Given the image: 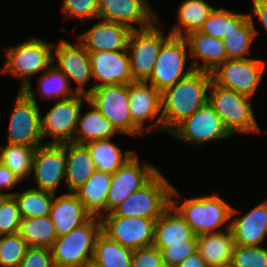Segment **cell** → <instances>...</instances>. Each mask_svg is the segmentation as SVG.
<instances>
[{"label":"cell","mask_w":267,"mask_h":267,"mask_svg":"<svg viewBox=\"0 0 267 267\" xmlns=\"http://www.w3.org/2000/svg\"><path fill=\"white\" fill-rule=\"evenodd\" d=\"M212 75L193 70L189 75L161 92L162 131L170 133L185 118L208 102Z\"/></svg>","instance_id":"obj_1"},{"label":"cell","mask_w":267,"mask_h":267,"mask_svg":"<svg viewBox=\"0 0 267 267\" xmlns=\"http://www.w3.org/2000/svg\"><path fill=\"white\" fill-rule=\"evenodd\" d=\"M178 199H180V193L173 186L171 206L179 213L197 236L206 233L221 232L218 228H221L227 221L228 225L225 228H230L229 221H231L233 207L220 198V196L211 195L190 198L185 200L182 205H178L175 202Z\"/></svg>","instance_id":"obj_2"},{"label":"cell","mask_w":267,"mask_h":267,"mask_svg":"<svg viewBox=\"0 0 267 267\" xmlns=\"http://www.w3.org/2000/svg\"><path fill=\"white\" fill-rule=\"evenodd\" d=\"M102 232L101 218L92 216L83 225L57 237L50 247L55 267H86L92 262L95 242Z\"/></svg>","instance_id":"obj_3"},{"label":"cell","mask_w":267,"mask_h":267,"mask_svg":"<svg viewBox=\"0 0 267 267\" xmlns=\"http://www.w3.org/2000/svg\"><path fill=\"white\" fill-rule=\"evenodd\" d=\"M209 93V104L221 117L223 125L231 135L261 133L251 108V97L216 85L213 81Z\"/></svg>","instance_id":"obj_4"},{"label":"cell","mask_w":267,"mask_h":267,"mask_svg":"<svg viewBox=\"0 0 267 267\" xmlns=\"http://www.w3.org/2000/svg\"><path fill=\"white\" fill-rule=\"evenodd\" d=\"M2 73H8L21 80L19 90L31 85V77L47 70L53 63V44L32 37L25 42L5 48Z\"/></svg>","instance_id":"obj_5"},{"label":"cell","mask_w":267,"mask_h":267,"mask_svg":"<svg viewBox=\"0 0 267 267\" xmlns=\"http://www.w3.org/2000/svg\"><path fill=\"white\" fill-rule=\"evenodd\" d=\"M173 185L159 171L145 186L131 194L116 209L115 216L157 220L171 205Z\"/></svg>","instance_id":"obj_6"},{"label":"cell","mask_w":267,"mask_h":267,"mask_svg":"<svg viewBox=\"0 0 267 267\" xmlns=\"http://www.w3.org/2000/svg\"><path fill=\"white\" fill-rule=\"evenodd\" d=\"M31 85L19 90L10 116L7 142L39 147L43 145L41 112Z\"/></svg>","instance_id":"obj_7"},{"label":"cell","mask_w":267,"mask_h":267,"mask_svg":"<svg viewBox=\"0 0 267 267\" xmlns=\"http://www.w3.org/2000/svg\"><path fill=\"white\" fill-rule=\"evenodd\" d=\"M87 97L118 132L129 135L143 134L132 122L129 110V85H102L91 90Z\"/></svg>","instance_id":"obj_8"},{"label":"cell","mask_w":267,"mask_h":267,"mask_svg":"<svg viewBox=\"0 0 267 267\" xmlns=\"http://www.w3.org/2000/svg\"><path fill=\"white\" fill-rule=\"evenodd\" d=\"M187 47L188 43L185 37L171 35L162 44L153 71L146 82L163 92L189 75L194 68L190 65L185 71L187 58L190 56Z\"/></svg>","instance_id":"obj_9"},{"label":"cell","mask_w":267,"mask_h":267,"mask_svg":"<svg viewBox=\"0 0 267 267\" xmlns=\"http://www.w3.org/2000/svg\"><path fill=\"white\" fill-rule=\"evenodd\" d=\"M157 24L163 25L158 20L148 28L132 30L129 35L127 51L134 81H146L150 77L162 44L171 36L164 35Z\"/></svg>","instance_id":"obj_10"},{"label":"cell","mask_w":267,"mask_h":267,"mask_svg":"<svg viewBox=\"0 0 267 267\" xmlns=\"http://www.w3.org/2000/svg\"><path fill=\"white\" fill-rule=\"evenodd\" d=\"M83 101H88V97L82 93L66 99H59L44 116L41 115L43 140L47 136L53 139V141L45 144L62 145L74 142Z\"/></svg>","instance_id":"obj_11"},{"label":"cell","mask_w":267,"mask_h":267,"mask_svg":"<svg viewBox=\"0 0 267 267\" xmlns=\"http://www.w3.org/2000/svg\"><path fill=\"white\" fill-rule=\"evenodd\" d=\"M266 60L227 59L211 72L212 81L219 86L253 98L261 83Z\"/></svg>","instance_id":"obj_12"},{"label":"cell","mask_w":267,"mask_h":267,"mask_svg":"<svg viewBox=\"0 0 267 267\" xmlns=\"http://www.w3.org/2000/svg\"><path fill=\"white\" fill-rule=\"evenodd\" d=\"M102 232L125 248L137 250L153 245L156 220L115 216L112 212L101 217Z\"/></svg>","instance_id":"obj_13"},{"label":"cell","mask_w":267,"mask_h":267,"mask_svg":"<svg viewBox=\"0 0 267 267\" xmlns=\"http://www.w3.org/2000/svg\"><path fill=\"white\" fill-rule=\"evenodd\" d=\"M140 166L138 156L135 154L115 173L111 174V185L106 201V214L111 213L131 194L145 186L159 170L144 162Z\"/></svg>","instance_id":"obj_14"},{"label":"cell","mask_w":267,"mask_h":267,"mask_svg":"<svg viewBox=\"0 0 267 267\" xmlns=\"http://www.w3.org/2000/svg\"><path fill=\"white\" fill-rule=\"evenodd\" d=\"M169 134L177 140L196 145L232 137L209 102L185 118Z\"/></svg>","instance_id":"obj_15"},{"label":"cell","mask_w":267,"mask_h":267,"mask_svg":"<svg viewBox=\"0 0 267 267\" xmlns=\"http://www.w3.org/2000/svg\"><path fill=\"white\" fill-rule=\"evenodd\" d=\"M129 110L132 122L143 133L145 130L150 132L152 128L162 130L161 92L152 84L146 81L129 84ZM145 120L156 121L145 127Z\"/></svg>","instance_id":"obj_16"},{"label":"cell","mask_w":267,"mask_h":267,"mask_svg":"<svg viewBox=\"0 0 267 267\" xmlns=\"http://www.w3.org/2000/svg\"><path fill=\"white\" fill-rule=\"evenodd\" d=\"M32 173L37 189L56 194L66 173L65 144H43L35 149Z\"/></svg>","instance_id":"obj_17"},{"label":"cell","mask_w":267,"mask_h":267,"mask_svg":"<svg viewBox=\"0 0 267 267\" xmlns=\"http://www.w3.org/2000/svg\"><path fill=\"white\" fill-rule=\"evenodd\" d=\"M53 50V61L56 58L54 66L67 76L70 84L72 80L77 83L74 88L77 93L87 95L85 86L93 76L90 55L83 44L73 45L61 38L58 44H53Z\"/></svg>","instance_id":"obj_18"},{"label":"cell","mask_w":267,"mask_h":267,"mask_svg":"<svg viewBox=\"0 0 267 267\" xmlns=\"http://www.w3.org/2000/svg\"><path fill=\"white\" fill-rule=\"evenodd\" d=\"M154 10L147 0H99L98 18L117 22L136 30L133 23H138L137 30L152 26L158 21Z\"/></svg>","instance_id":"obj_19"},{"label":"cell","mask_w":267,"mask_h":267,"mask_svg":"<svg viewBox=\"0 0 267 267\" xmlns=\"http://www.w3.org/2000/svg\"><path fill=\"white\" fill-rule=\"evenodd\" d=\"M91 71L97 83L87 89V94L96 87L110 84L129 85L134 82L127 50L89 52Z\"/></svg>","instance_id":"obj_20"},{"label":"cell","mask_w":267,"mask_h":267,"mask_svg":"<svg viewBox=\"0 0 267 267\" xmlns=\"http://www.w3.org/2000/svg\"><path fill=\"white\" fill-rule=\"evenodd\" d=\"M131 29L117 22L98 20L83 32L79 41L88 52L127 50Z\"/></svg>","instance_id":"obj_21"},{"label":"cell","mask_w":267,"mask_h":267,"mask_svg":"<svg viewBox=\"0 0 267 267\" xmlns=\"http://www.w3.org/2000/svg\"><path fill=\"white\" fill-rule=\"evenodd\" d=\"M232 208L230 230L234 243L241 246H260L267 237V199L243 216ZM237 215V216H236Z\"/></svg>","instance_id":"obj_22"},{"label":"cell","mask_w":267,"mask_h":267,"mask_svg":"<svg viewBox=\"0 0 267 267\" xmlns=\"http://www.w3.org/2000/svg\"><path fill=\"white\" fill-rule=\"evenodd\" d=\"M56 195L49 216L55 225L57 237H60L86 223L92 215L74 192L63 193L58 197Z\"/></svg>","instance_id":"obj_23"},{"label":"cell","mask_w":267,"mask_h":267,"mask_svg":"<svg viewBox=\"0 0 267 267\" xmlns=\"http://www.w3.org/2000/svg\"><path fill=\"white\" fill-rule=\"evenodd\" d=\"M188 43L190 57H193L192 66L194 70L211 73L220 64L227 60L222 39L194 31L185 36ZM204 64H200L198 59Z\"/></svg>","instance_id":"obj_24"},{"label":"cell","mask_w":267,"mask_h":267,"mask_svg":"<svg viewBox=\"0 0 267 267\" xmlns=\"http://www.w3.org/2000/svg\"><path fill=\"white\" fill-rule=\"evenodd\" d=\"M186 240H197V235L170 205L156 220L153 245L165 248L169 245L186 244Z\"/></svg>","instance_id":"obj_25"},{"label":"cell","mask_w":267,"mask_h":267,"mask_svg":"<svg viewBox=\"0 0 267 267\" xmlns=\"http://www.w3.org/2000/svg\"><path fill=\"white\" fill-rule=\"evenodd\" d=\"M65 180L69 192H75L94 174L95 163L85 144L75 142L65 144Z\"/></svg>","instance_id":"obj_26"},{"label":"cell","mask_w":267,"mask_h":267,"mask_svg":"<svg viewBox=\"0 0 267 267\" xmlns=\"http://www.w3.org/2000/svg\"><path fill=\"white\" fill-rule=\"evenodd\" d=\"M234 245L230 228L226 232L206 233L197 236V251L209 267L230 263Z\"/></svg>","instance_id":"obj_27"},{"label":"cell","mask_w":267,"mask_h":267,"mask_svg":"<svg viewBox=\"0 0 267 267\" xmlns=\"http://www.w3.org/2000/svg\"><path fill=\"white\" fill-rule=\"evenodd\" d=\"M111 174L95 171L94 174L74 193L92 215L102 217L106 215V201L111 185Z\"/></svg>","instance_id":"obj_28"},{"label":"cell","mask_w":267,"mask_h":267,"mask_svg":"<svg viewBox=\"0 0 267 267\" xmlns=\"http://www.w3.org/2000/svg\"><path fill=\"white\" fill-rule=\"evenodd\" d=\"M95 163L97 171L113 174L128 160L135 152L128 150L122 153L121 148L111 141V138L95 140L85 144Z\"/></svg>","instance_id":"obj_29"},{"label":"cell","mask_w":267,"mask_h":267,"mask_svg":"<svg viewBox=\"0 0 267 267\" xmlns=\"http://www.w3.org/2000/svg\"><path fill=\"white\" fill-rule=\"evenodd\" d=\"M87 103L90 105L91 110L83 116L80 113L75 130L74 142L86 144L95 140L113 137L118 132L113 124L92 103L89 101Z\"/></svg>","instance_id":"obj_30"},{"label":"cell","mask_w":267,"mask_h":267,"mask_svg":"<svg viewBox=\"0 0 267 267\" xmlns=\"http://www.w3.org/2000/svg\"><path fill=\"white\" fill-rule=\"evenodd\" d=\"M178 8L179 22L172 25L169 33L185 37L191 32L199 31L215 7L209 5L206 0H184Z\"/></svg>","instance_id":"obj_31"},{"label":"cell","mask_w":267,"mask_h":267,"mask_svg":"<svg viewBox=\"0 0 267 267\" xmlns=\"http://www.w3.org/2000/svg\"><path fill=\"white\" fill-rule=\"evenodd\" d=\"M133 250L101 232L95 242L92 264L98 267H131Z\"/></svg>","instance_id":"obj_32"},{"label":"cell","mask_w":267,"mask_h":267,"mask_svg":"<svg viewBox=\"0 0 267 267\" xmlns=\"http://www.w3.org/2000/svg\"><path fill=\"white\" fill-rule=\"evenodd\" d=\"M18 233L31 247L50 248L57 238L50 216L22 218Z\"/></svg>","instance_id":"obj_33"},{"label":"cell","mask_w":267,"mask_h":267,"mask_svg":"<svg viewBox=\"0 0 267 267\" xmlns=\"http://www.w3.org/2000/svg\"><path fill=\"white\" fill-rule=\"evenodd\" d=\"M36 147L7 143L0 146V163L8 167L22 182L32 173L33 156Z\"/></svg>","instance_id":"obj_34"},{"label":"cell","mask_w":267,"mask_h":267,"mask_svg":"<svg viewBox=\"0 0 267 267\" xmlns=\"http://www.w3.org/2000/svg\"><path fill=\"white\" fill-rule=\"evenodd\" d=\"M17 203L22 218L43 217L50 215L54 193L37 188H30L22 193H9Z\"/></svg>","instance_id":"obj_35"},{"label":"cell","mask_w":267,"mask_h":267,"mask_svg":"<svg viewBox=\"0 0 267 267\" xmlns=\"http://www.w3.org/2000/svg\"><path fill=\"white\" fill-rule=\"evenodd\" d=\"M253 16H248L236 29L223 39L227 59H244L257 35Z\"/></svg>","instance_id":"obj_36"},{"label":"cell","mask_w":267,"mask_h":267,"mask_svg":"<svg viewBox=\"0 0 267 267\" xmlns=\"http://www.w3.org/2000/svg\"><path fill=\"white\" fill-rule=\"evenodd\" d=\"M248 14L235 13L224 8H214L199 32L218 39H224L236 29Z\"/></svg>","instance_id":"obj_37"},{"label":"cell","mask_w":267,"mask_h":267,"mask_svg":"<svg viewBox=\"0 0 267 267\" xmlns=\"http://www.w3.org/2000/svg\"><path fill=\"white\" fill-rule=\"evenodd\" d=\"M39 88L37 90L41 92L43 99H66L72 97L77 93L70 85L67 76L57 69L53 64L44 72L38 81Z\"/></svg>","instance_id":"obj_38"},{"label":"cell","mask_w":267,"mask_h":267,"mask_svg":"<svg viewBox=\"0 0 267 267\" xmlns=\"http://www.w3.org/2000/svg\"><path fill=\"white\" fill-rule=\"evenodd\" d=\"M28 247L19 233L0 236V267H19Z\"/></svg>","instance_id":"obj_39"},{"label":"cell","mask_w":267,"mask_h":267,"mask_svg":"<svg viewBox=\"0 0 267 267\" xmlns=\"http://www.w3.org/2000/svg\"><path fill=\"white\" fill-rule=\"evenodd\" d=\"M231 263L235 267H267V248L235 244Z\"/></svg>","instance_id":"obj_40"},{"label":"cell","mask_w":267,"mask_h":267,"mask_svg":"<svg viewBox=\"0 0 267 267\" xmlns=\"http://www.w3.org/2000/svg\"><path fill=\"white\" fill-rule=\"evenodd\" d=\"M21 220L15 198L5 195L0 200V236L18 233Z\"/></svg>","instance_id":"obj_41"},{"label":"cell","mask_w":267,"mask_h":267,"mask_svg":"<svg viewBox=\"0 0 267 267\" xmlns=\"http://www.w3.org/2000/svg\"><path fill=\"white\" fill-rule=\"evenodd\" d=\"M63 13L75 20L98 18V0H63Z\"/></svg>","instance_id":"obj_42"},{"label":"cell","mask_w":267,"mask_h":267,"mask_svg":"<svg viewBox=\"0 0 267 267\" xmlns=\"http://www.w3.org/2000/svg\"><path fill=\"white\" fill-rule=\"evenodd\" d=\"M158 249L161 252L163 263L168 267H176L197 251V240H186V244L169 245Z\"/></svg>","instance_id":"obj_43"},{"label":"cell","mask_w":267,"mask_h":267,"mask_svg":"<svg viewBox=\"0 0 267 267\" xmlns=\"http://www.w3.org/2000/svg\"><path fill=\"white\" fill-rule=\"evenodd\" d=\"M163 264L161 252L154 245L133 250L131 267H161Z\"/></svg>","instance_id":"obj_44"},{"label":"cell","mask_w":267,"mask_h":267,"mask_svg":"<svg viewBox=\"0 0 267 267\" xmlns=\"http://www.w3.org/2000/svg\"><path fill=\"white\" fill-rule=\"evenodd\" d=\"M19 267H55L51 249L29 246Z\"/></svg>","instance_id":"obj_45"},{"label":"cell","mask_w":267,"mask_h":267,"mask_svg":"<svg viewBox=\"0 0 267 267\" xmlns=\"http://www.w3.org/2000/svg\"><path fill=\"white\" fill-rule=\"evenodd\" d=\"M20 180L15 176V174L2 163H0V189H11L15 187ZM4 195H9V193L0 192Z\"/></svg>","instance_id":"obj_46"},{"label":"cell","mask_w":267,"mask_h":267,"mask_svg":"<svg viewBox=\"0 0 267 267\" xmlns=\"http://www.w3.org/2000/svg\"><path fill=\"white\" fill-rule=\"evenodd\" d=\"M253 7L252 13L248 14V16L258 17L261 21L262 25L267 30V0H252Z\"/></svg>","instance_id":"obj_47"},{"label":"cell","mask_w":267,"mask_h":267,"mask_svg":"<svg viewBox=\"0 0 267 267\" xmlns=\"http://www.w3.org/2000/svg\"><path fill=\"white\" fill-rule=\"evenodd\" d=\"M176 267H209V265L204 261L199 252L196 251Z\"/></svg>","instance_id":"obj_48"},{"label":"cell","mask_w":267,"mask_h":267,"mask_svg":"<svg viewBox=\"0 0 267 267\" xmlns=\"http://www.w3.org/2000/svg\"><path fill=\"white\" fill-rule=\"evenodd\" d=\"M218 267H235L231 262Z\"/></svg>","instance_id":"obj_49"},{"label":"cell","mask_w":267,"mask_h":267,"mask_svg":"<svg viewBox=\"0 0 267 267\" xmlns=\"http://www.w3.org/2000/svg\"><path fill=\"white\" fill-rule=\"evenodd\" d=\"M86 267H98L96 265H93L92 263H90L89 265H87Z\"/></svg>","instance_id":"obj_50"},{"label":"cell","mask_w":267,"mask_h":267,"mask_svg":"<svg viewBox=\"0 0 267 267\" xmlns=\"http://www.w3.org/2000/svg\"><path fill=\"white\" fill-rule=\"evenodd\" d=\"M5 195L0 193V200L4 197Z\"/></svg>","instance_id":"obj_51"}]
</instances>
